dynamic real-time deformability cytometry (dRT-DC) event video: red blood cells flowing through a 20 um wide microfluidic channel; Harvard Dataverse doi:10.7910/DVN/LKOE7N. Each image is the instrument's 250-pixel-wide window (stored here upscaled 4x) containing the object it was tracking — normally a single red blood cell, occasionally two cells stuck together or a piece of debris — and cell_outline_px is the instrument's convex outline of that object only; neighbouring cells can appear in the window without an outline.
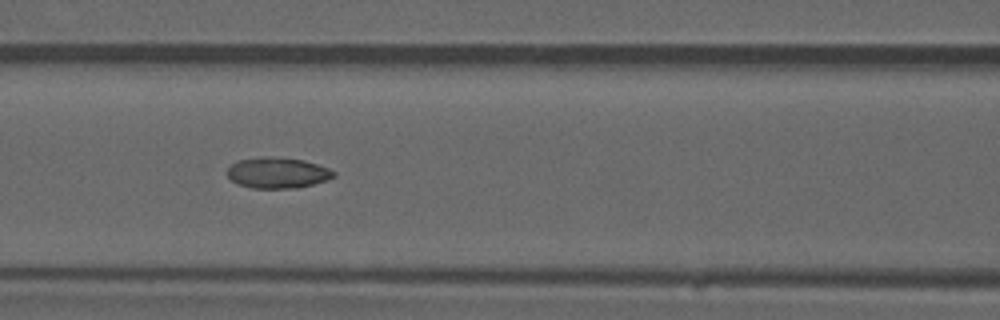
{"species": "common noctule bat (a hibernating species)", "species_latin": "Nyctalus noctula", "temperature_condition": "warm", "stored_images_in_passage": 48, "camera_frame_rate_fps": 3000, "um_per_image_px": 0.085, "animal": {"sex": "male", "forearm_length_mm": 52.5}, "frame": {"image": 1, "passage_image": 21, "time_ms": 6.667, "image_size_px": [1000, 320], "cell_outline_px": [[336, 176], [328, 180], [296, 188], [252, 188], [236, 184], [224, 172], [232, 164], [240, 160], [260, 156], [268, 156], [304, 160], [328, 168], [336, 172]], "centroid_in_image_um": [23.57, 14.69], "position_along_channel_um": 143.0, "area_um2": 19.25}}